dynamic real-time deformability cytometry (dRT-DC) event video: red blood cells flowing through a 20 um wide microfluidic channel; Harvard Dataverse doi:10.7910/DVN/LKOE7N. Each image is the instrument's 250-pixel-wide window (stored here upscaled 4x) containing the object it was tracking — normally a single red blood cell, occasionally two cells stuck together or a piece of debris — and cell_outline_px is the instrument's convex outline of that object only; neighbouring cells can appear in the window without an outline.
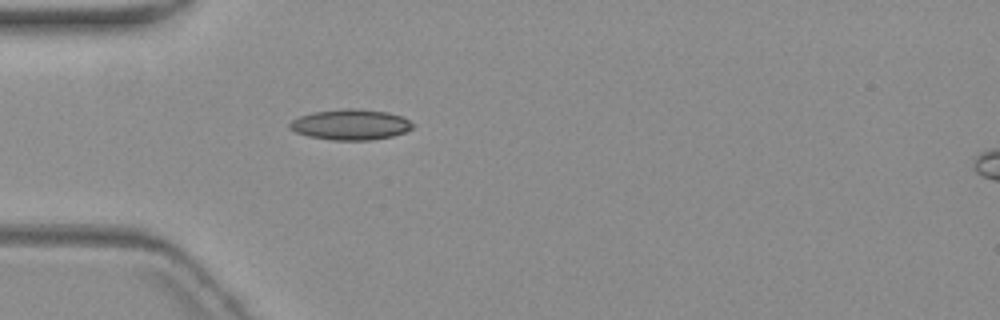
{"species": "common noctule bat (a hibernating species)", "species_latin": "Nyctalus noctula", "temperature_condition": "warm", "stored_images_in_passage": 2, "camera_frame_rate_fps": 3000, "um_per_image_px": 0.085, "animal": {"sex": "female", "body_mass_g": 19.3, "forearm_length_mm": 54.1}, "frame": {"image": 1, "passage_image": 2, "time_ms": 1.333, "image_size_px": [1000, 320], "cell_outline_px": [[416, 124], [412, 128], [404, 132], [392, 136], [372, 140], [332, 140], [308, 136], [296, 132], [288, 128], [288, 124], [292, 120], [300, 116], [312, 112], [344, 108], [356, 108], [388, 112], [404, 116]], "centroid_in_image_um": [29.82, 10.58], "position_along_channel_um": 55.2, "area_um2": 22.2}}